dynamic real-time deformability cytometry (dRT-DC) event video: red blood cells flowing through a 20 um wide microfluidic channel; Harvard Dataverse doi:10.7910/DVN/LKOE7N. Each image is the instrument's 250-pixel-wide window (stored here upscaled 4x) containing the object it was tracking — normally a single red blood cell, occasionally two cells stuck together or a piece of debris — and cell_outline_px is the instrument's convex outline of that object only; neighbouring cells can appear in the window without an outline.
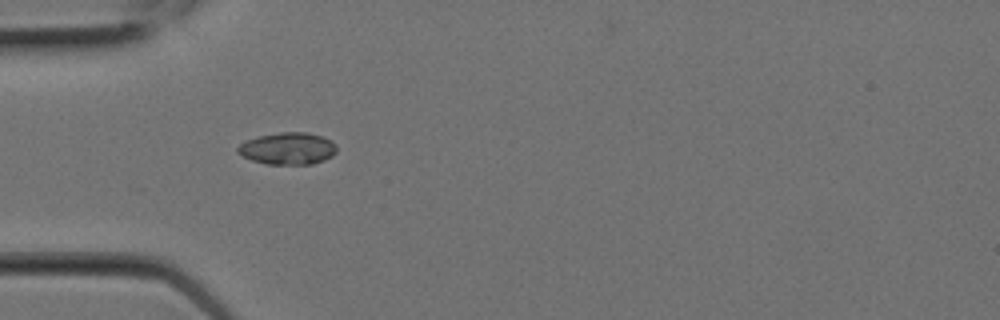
{"species": "Egyptian fruit bat (a non-hibernating species)", "species_latin": "Rousettus aegyptiacus", "temperature_condition": "room temperature", "stored_images_in_passage": 6, "camera_frame_rate_fps": 3000, "um_per_image_px": 0.085, "animal": {"sex": "female"}, "frame": {"image": 1, "passage_image": 5, "time_ms": 1.333, "image_size_px": [1000, 320], "cell_outline_px": [[336, 152], [332, 156], [324, 160], [312, 164], [264, 164], [252, 160], [236, 152], [236, 148], [240, 144], [248, 140], [260, 136], [280, 132], [308, 132], [332, 140], [336, 144]], "centroid_in_image_um": [24.48, 12.63], "position_along_channel_um": 60.5, "area_um2": 18.44}}
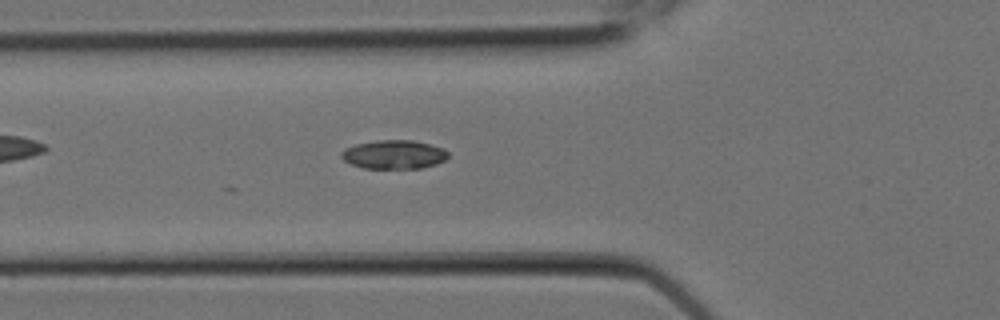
{"frame": {"image": 2, "passage_image": 6, "time_ms": 1.667, "image_size_px": [1000, 320], "cell_outline_px": [[448, 156], [444, 160], [436, 164], [420, 168], [364, 168], [352, 164], [344, 160], [340, 156], [340, 152], [344, 148], [356, 144], [376, 140], [412, 140], [444, 148], [448, 152]], "centroid_in_image_um": [33.46, 13.12], "position_along_channel_um": 92.3, "area_um2": 17.86}}